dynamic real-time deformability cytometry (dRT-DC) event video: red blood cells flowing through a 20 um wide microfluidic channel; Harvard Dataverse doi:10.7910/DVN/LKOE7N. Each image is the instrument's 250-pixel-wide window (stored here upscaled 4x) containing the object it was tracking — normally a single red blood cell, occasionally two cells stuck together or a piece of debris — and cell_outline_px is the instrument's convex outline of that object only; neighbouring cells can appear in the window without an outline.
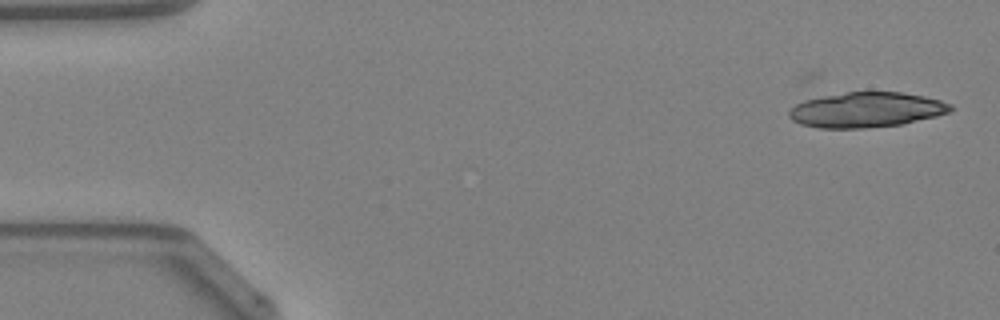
{"species": "Egyptian fruit bat (a non-hibernating species)", "species_latin": "Rousettus aegyptiacus", "temperature_condition": "warm", "stored_images_in_passage": 10, "camera_frame_rate_fps": 3000, "um_per_image_px": 0.085, "animal": {"sex": "female"}, "frame": {"image": 1, "passage_image": 1, "time_ms": 0.0, "image_size_px": [1000, 320], "cell_outline_px": [[952, 108], [948, 112], [936, 116], [904, 124], [864, 128], [820, 128], [800, 124], [792, 120], [788, 116], [788, 112], [796, 104], [804, 100], [824, 96], [848, 92], [900, 92], [924, 96], [940, 100], [952, 104]], "centroid_in_image_um": [73.64, 9.34], "position_along_channel_um": 11.4, "area_um2": 32.95}}